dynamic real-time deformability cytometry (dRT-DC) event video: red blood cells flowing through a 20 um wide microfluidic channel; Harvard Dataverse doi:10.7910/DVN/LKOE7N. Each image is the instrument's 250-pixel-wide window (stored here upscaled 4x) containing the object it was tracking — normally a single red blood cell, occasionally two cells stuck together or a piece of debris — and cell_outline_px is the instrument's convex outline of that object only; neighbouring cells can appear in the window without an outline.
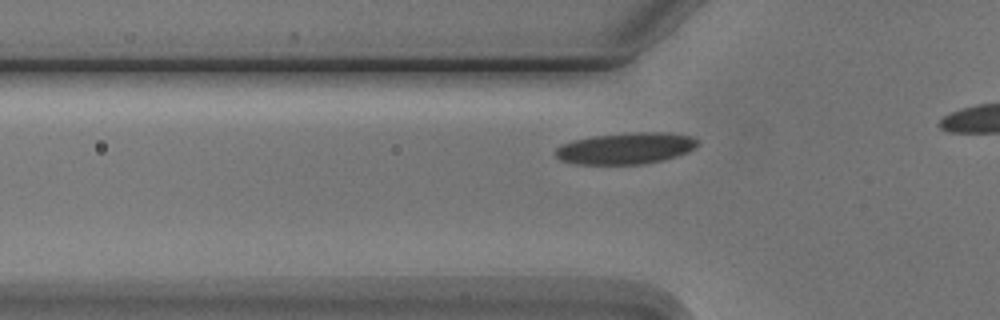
{"species": "Egyptian fruit bat (a non-hibernating species)", "species_latin": "Rousettus aegyptiacus", "temperature_condition": "cold", "stored_images_in_passage": 6, "camera_frame_rate_fps": 3000, "um_per_image_px": 0.085, "animal": {"sex": "male"}, "frame": {"image": 1, "passage_image": 4, "time_ms": 4.333, "image_size_px": [1000, 320], "cell_outline_px": [[700, 144], [696, 148], [688, 152], [664, 160], [644, 164], [572, 164], [560, 160], [556, 156], [556, 148], [560, 144], [572, 140], [592, 136], [632, 132], [668, 132], [692, 136]], "centroid_in_image_um": [53.19, 12.6], "position_along_channel_um": 72.6, "area_um2": 26.41}}